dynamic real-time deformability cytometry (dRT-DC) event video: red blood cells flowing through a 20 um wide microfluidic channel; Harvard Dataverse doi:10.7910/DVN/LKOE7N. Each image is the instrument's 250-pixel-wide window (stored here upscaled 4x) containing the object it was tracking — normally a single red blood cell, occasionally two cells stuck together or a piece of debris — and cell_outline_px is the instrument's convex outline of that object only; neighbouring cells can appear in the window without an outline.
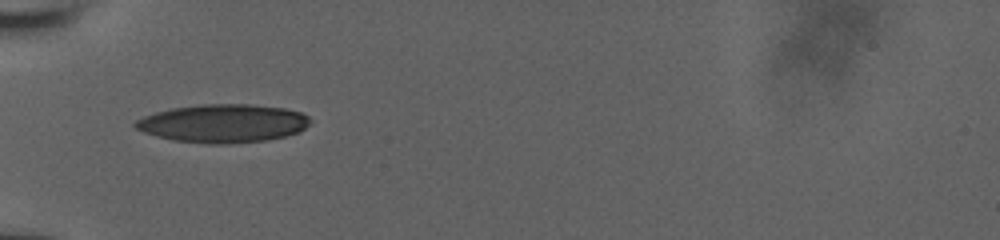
{"species": "human", "species_latin": "Homo sapiens", "temperature_condition": "room temperature", "stored_images_in_passage": 10, "camera_frame_rate_fps": 3000, "um_per_image_px": 0.085, "donor": {"sex": "male"}, "frame": {"image": 1, "passage_image": 1, "time_ms": 0.0, "image_size_px": [1000, 240], "cell_outline_px": [[312, 120], [304, 128], [296, 132], [284, 136], [264, 140], [224, 144], [208, 144], [172, 140], [156, 136], [144, 132], [136, 128], [132, 124], [136, 120], [144, 116], [156, 112], [172, 108], [200, 104], [248, 104], [284, 108], [300, 112], [308, 116]], "centroid_in_image_um": [18.92, 10.48], "position_along_channel_um": 66.1, "area_um2": 38.84}}
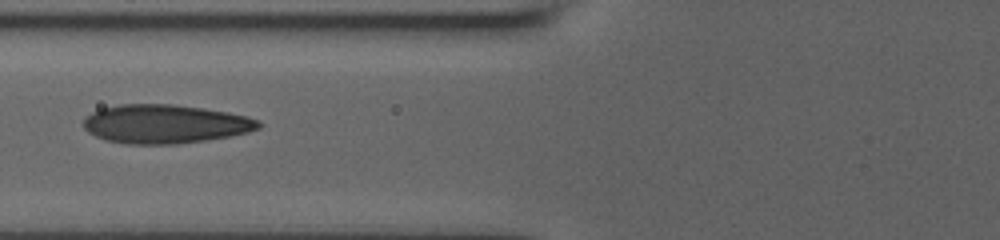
{"frame": {"image": 2, "passage_image": 4, "time_ms": 1.333, "image_size_px": [1000, 240], "cell_outline_px": [[260, 128], [248, 132], [228, 136], [204, 140], [172, 144], [128, 144], [108, 140], [96, 136], [88, 132], [84, 128], [84, 120], [92, 112], [100, 108], [120, 104], [172, 104], [228, 112], [260, 120]], "centroid_in_image_um": [14.01, 10.53], "position_along_channel_um": 111.8, "area_um2": 39.19}}
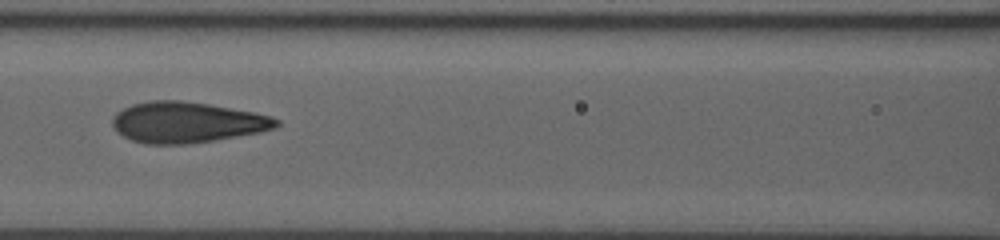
{"frame": {"image": 3, "passage_image": 7, "time_ms": 2.333, "image_size_px": [1000, 240], "cell_outline_px": [[280, 124], [276, 128], [260, 132], [188, 144], [148, 144], [132, 140], [124, 136], [112, 124], [112, 116], [116, 112], [132, 104], [152, 100], [180, 100], [208, 104], [252, 112], [272, 116], [280, 120]], "centroid_in_image_um": [15.89, 10.39], "position_along_channel_um": 150.7, "area_um2": 38.73}}